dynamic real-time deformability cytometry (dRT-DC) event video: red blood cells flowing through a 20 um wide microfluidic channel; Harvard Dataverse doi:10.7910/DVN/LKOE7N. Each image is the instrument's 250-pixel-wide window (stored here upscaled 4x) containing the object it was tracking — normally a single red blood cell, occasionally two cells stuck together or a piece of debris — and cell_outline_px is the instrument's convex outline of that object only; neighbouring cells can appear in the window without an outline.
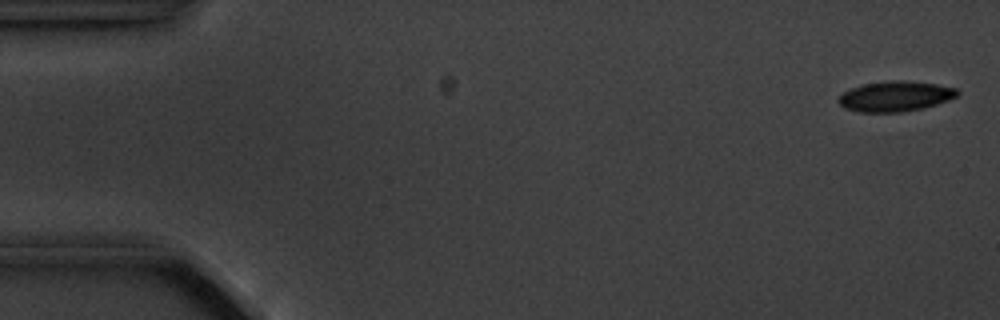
{"species": "common noctule bat (a hibernating species)", "species_latin": "Nyctalus noctula", "temperature_condition": "cold", "stored_images_in_passage": 5, "camera_frame_rate_fps": 3000, "um_per_image_px": 0.085, "animal": {"sex": "male", "body_mass_g": 20.1, "forearm_length_mm": 53.5}, "frame": {"image": 1, "passage_image": 1, "time_ms": 0.0, "image_size_px": [1000, 320], "cell_outline_px": [[960, 92], [956, 96], [948, 100], [924, 108], [900, 112], [860, 112], [844, 108], [836, 100], [844, 92], [852, 88], [864, 84], [888, 80], [904, 80], [936, 84], [956, 88]], "centroid_in_image_um": [76.09, 8.18], "position_along_channel_um": 8.9, "area_um2": 20.92}}